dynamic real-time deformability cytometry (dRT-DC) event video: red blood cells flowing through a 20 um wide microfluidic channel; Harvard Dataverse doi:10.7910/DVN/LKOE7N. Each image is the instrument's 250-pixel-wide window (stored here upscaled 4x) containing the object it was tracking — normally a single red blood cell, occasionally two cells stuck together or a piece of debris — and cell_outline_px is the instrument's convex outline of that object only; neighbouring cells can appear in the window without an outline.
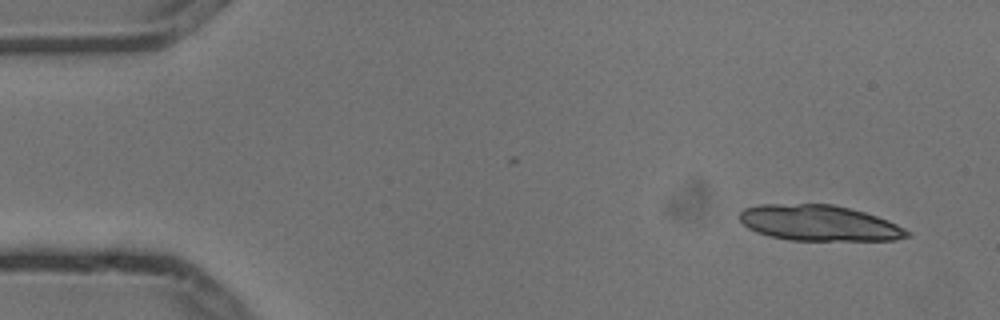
{"species": "common noctule bat (a hibernating species)", "species_latin": "Nyctalus noctula", "temperature_condition": "cold", "stored_images_in_passage": 5, "camera_frame_rate_fps": 3000, "um_per_image_px": 0.085, "animal": {"sex": "male", "body_mass_g": 13.3}, "frame": {"image": 1, "passage_image": 1, "time_ms": 0.0, "image_size_px": [1000, 320], "cell_outline_px": [[912, 236], [896, 240], [788, 240], [768, 236], [756, 232], [748, 228], [740, 220], [740, 212], [744, 208], [760, 204], [832, 204], [864, 212], [888, 220], [912, 232]], "centroid_in_image_um": [69.63, 18.96], "position_along_channel_um": 15.4, "area_um2": 34.97}}